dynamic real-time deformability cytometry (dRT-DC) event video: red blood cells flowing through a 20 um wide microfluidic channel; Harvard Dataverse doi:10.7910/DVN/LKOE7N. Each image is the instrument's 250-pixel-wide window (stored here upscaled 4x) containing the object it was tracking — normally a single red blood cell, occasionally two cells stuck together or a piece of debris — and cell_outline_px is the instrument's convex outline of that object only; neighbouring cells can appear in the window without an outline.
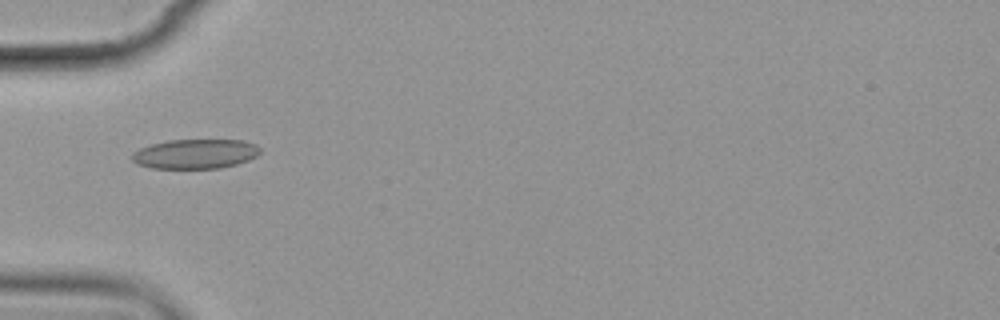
{"species": "common noctule bat (a hibernating species)", "species_latin": "Nyctalus noctula", "temperature_condition": "cold", "stored_images_in_passage": 8, "camera_frame_rate_fps": 3000, "um_per_image_px": 0.085, "animal": {"sex": "female", "body_mass_g": 19.9}, "frame": {"image": 1, "passage_image": 2, "time_ms": 1.0, "image_size_px": [1000, 320], "cell_outline_px": [[260, 152], [256, 156], [248, 160], [236, 164], [220, 168], [152, 168], [136, 164], [132, 160], [132, 152], [140, 148], [152, 144], [168, 140], [244, 140], [256, 144], [260, 148]], "centroid_in_image_um": [16.6, 13.08], "position_along_channel_um": 68.4, "area_um2": 22.08}}
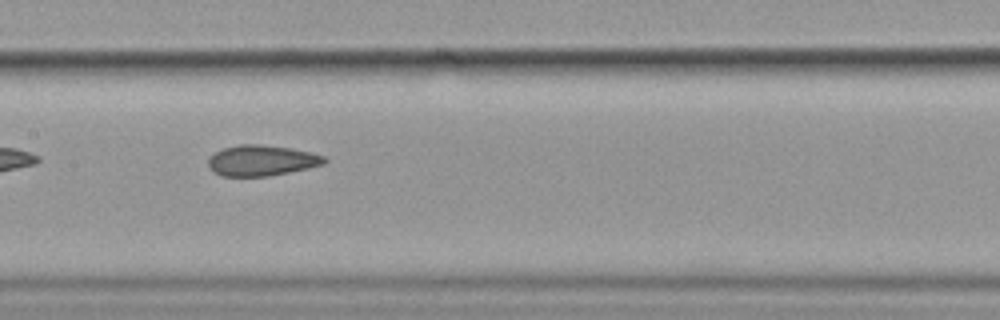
{"frame": {"image": 2, "passage_image": 5, "time_ms": 4.333, "image_size_px": [1000, 320], "cell_outline_px": [[328, 160], [324, 164], [308, 168], [268, 176], [220, 176], [212, 172], [208, 168], [208, 156], [224, 148], [240, 144], [260, 144], [292, 148], [312, 152], [324, 156]], "centroid_in_image_um": [22.21, 13.64], "position_along_channel_um": 185.2, "area_um2": 20.98}}
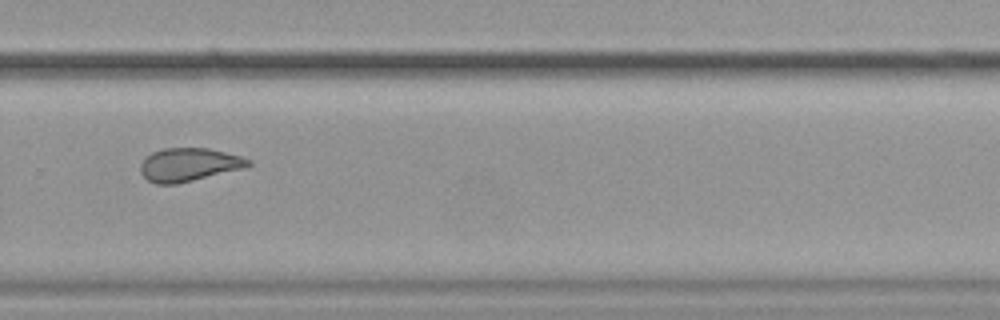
{"frame": {"image": 3, "passage_image": 8, "time_ms": 8.0, "image_size_px": [1000, 320], "cell_outline_px": [[252, 164], [244, 168], [176, 184], [156, 184], [148, 180], [140, 172], [140, 164], [152, 152], [164, 148], [208, 148], [240, 156], [252, 160]], "centroid_in_image_um": [16.06, 13.99], "position_along_channel_um": 313.7, "area_um2": 20.75}}